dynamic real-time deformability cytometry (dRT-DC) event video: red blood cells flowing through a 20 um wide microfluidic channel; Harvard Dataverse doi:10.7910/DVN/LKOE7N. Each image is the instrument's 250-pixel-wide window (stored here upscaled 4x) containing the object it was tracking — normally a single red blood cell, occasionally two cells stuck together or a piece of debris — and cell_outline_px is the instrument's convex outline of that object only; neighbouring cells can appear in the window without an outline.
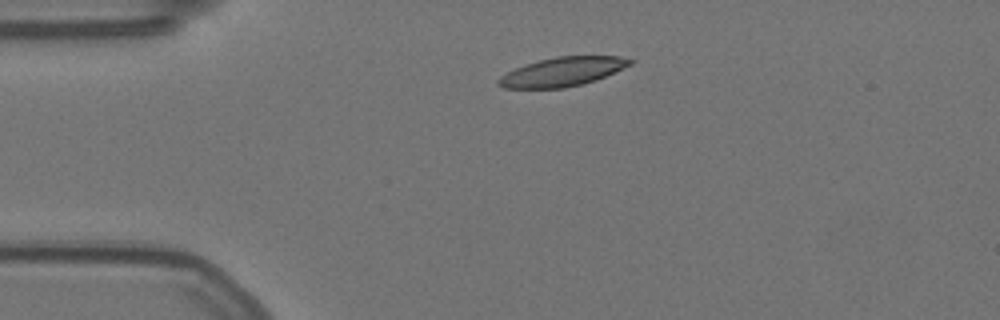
{"species": "Egyptian fruit bat (a non-hibernating species)", "species_latin": "Rousettus aegyptiacus", "temperature_condition": "warm", "stored_images_in_passage": 47, "camera_frame_rate_fps": 3000, "um_per_image_px": 0.085, "animal": {"sex": "female"}, "frame": {"image": 1, "passage_image": 1, "time_ms": 0.0, "image_size_px": [1000, 320], "cell_outline_px": [[636, 60], [632, 64], [596, 80], [564, 88], [504, 88], [496, 84], [496, 80], [500, 76], [516, 68], [540, 60], [556, 56], [620, 56]], "centroid_in_image_um": [47.82, 6.1], "position_along_channel_um": 37.2, "area_um2": 22.08}}
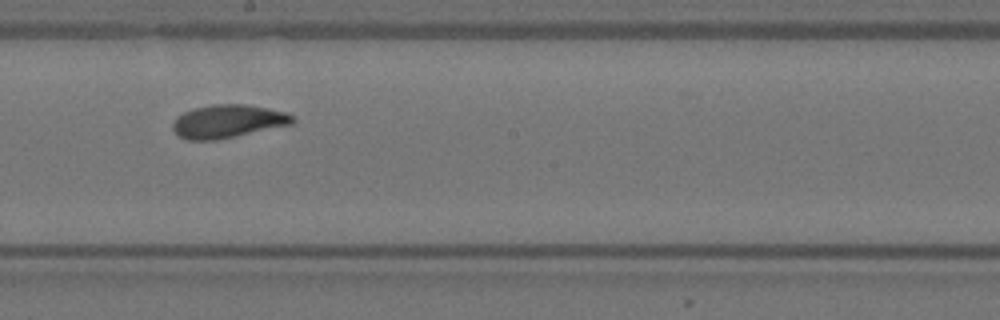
{"frame": {"image": 2, "passage_image": 20, "time_ms": 6.333, "image_size_px": [1000, 320], "cell_outline_px": [[296, 120], [292, 124], [236, 136], [216, 140], [188, 140], [180, 136], [172, 128], [172, 124], [176, 116], [192, 108], [212, 104], [244, 104], [268, 108], [284, 112], [296, 116]], "centroid_in_image_um": [19.37, 10.3], "position_along_channel_um": 228.8, "area_um2": 23.24}}
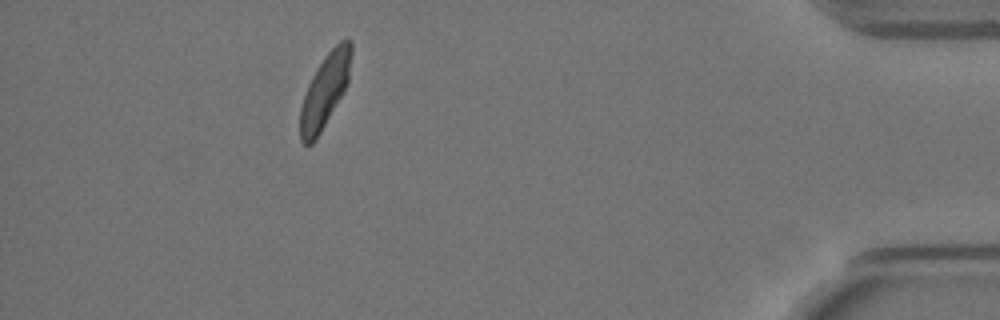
{"frame": {"image": 3, "passage_image": 40, "time_ms": 13.0, "image_size_px": [1000, 320], "cell_outline_px": [[352, 52], [348, 84], [316, 140], [312, 144], [304, 144], [300, 140], [300, 108], [308, 84], [312, 76], [324, 56], [340, 40], [348, 36], [352, 40]], "centroid_in_image_um": [27.64, 7.67], "position_along_channel_um": 407.6, "area_um2": 21.96}, "authors_computed_cell_mechanics": {"area_um2": 22.7732, "velocity_mm_per_s": 3.5317, "shape_relaxation_time_tau1_ms": 5.0839, "shape_relaxation_time_tau2_ms": 2.4774, "deformation_change_tau1": 0.164, "deformation_change_tau2": 0.0768}}